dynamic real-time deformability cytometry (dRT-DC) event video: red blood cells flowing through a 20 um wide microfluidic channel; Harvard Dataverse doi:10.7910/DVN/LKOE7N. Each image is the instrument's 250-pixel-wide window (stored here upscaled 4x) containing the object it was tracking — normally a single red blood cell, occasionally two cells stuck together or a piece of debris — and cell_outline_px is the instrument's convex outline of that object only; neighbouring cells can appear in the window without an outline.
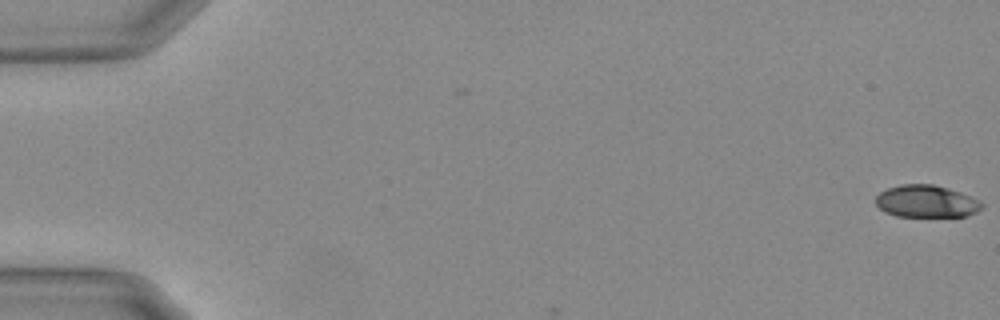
{"species": "Egyptian fruit bat (a non-hibernating species)", "species_latin": "Rousettus aegyptiacus", "temperature_condition": "warm", "stored_images_in_passage": 5, "camera_frame_rate_fps": 3000, "um_per_image_px": 0.085, "animal": {"sex": "female"}, "frame": {"image": 1, "passage_image": 1, "time_ms": 0.0, "image_size_px": [1000, 320], "cell_outline_px": [[984, 204], [976, 212], [964, 216], [896, 216], [884, 212], [876, 204], [876, 196], [880, 192], [888, 188], [900, 184], [932, 184], [948, 188], [968, 196]], "centroid_in_image_um": [78.68, 17.11], "position_along_channel_um": 6.3, "area_um2": 19.65}}